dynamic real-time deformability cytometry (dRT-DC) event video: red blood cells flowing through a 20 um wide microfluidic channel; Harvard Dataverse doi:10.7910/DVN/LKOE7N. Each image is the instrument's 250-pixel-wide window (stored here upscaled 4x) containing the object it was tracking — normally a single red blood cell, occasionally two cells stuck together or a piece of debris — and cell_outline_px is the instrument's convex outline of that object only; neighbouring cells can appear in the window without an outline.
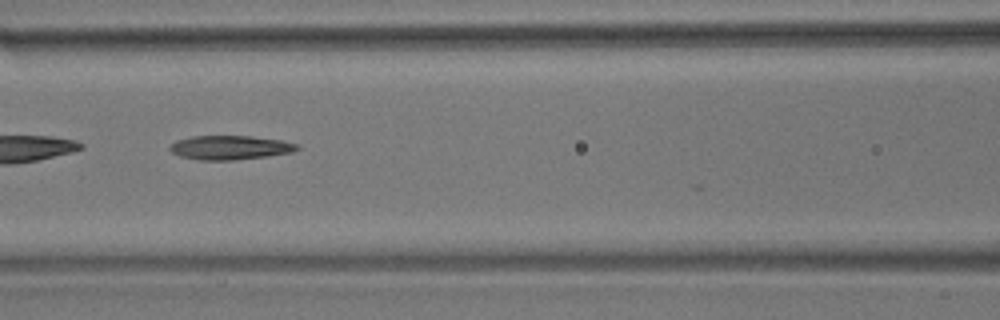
{"species": "common noctule bat (a hibernating species)", "species_latin": "Nyctalus noctula", "temperature_condition": "room temperature", "stored_images_in_passage": 12, "camera_frame_rate_fps": 3000, "um_per_image_px": 0.085, "animal": {"sex": "male", "body_mass_g": 17.9}, "frame": {"image": 1, "passage_image": 10, "time_ms": 3.0, "image_size_px": [1000, 320], "cell_outline_px": [[300, 148], [292, 152], [268, 156], [236, 160], [196, 160], [180, 156], [172, 152], [168, 148], [176, 140], [192, 136], [252, 136], [284, 140], [296, 144]], "centroid_in_image_um": [19.55, 12.54], "position_along_channel_um": 147.0, "area_um2": 17.98}}